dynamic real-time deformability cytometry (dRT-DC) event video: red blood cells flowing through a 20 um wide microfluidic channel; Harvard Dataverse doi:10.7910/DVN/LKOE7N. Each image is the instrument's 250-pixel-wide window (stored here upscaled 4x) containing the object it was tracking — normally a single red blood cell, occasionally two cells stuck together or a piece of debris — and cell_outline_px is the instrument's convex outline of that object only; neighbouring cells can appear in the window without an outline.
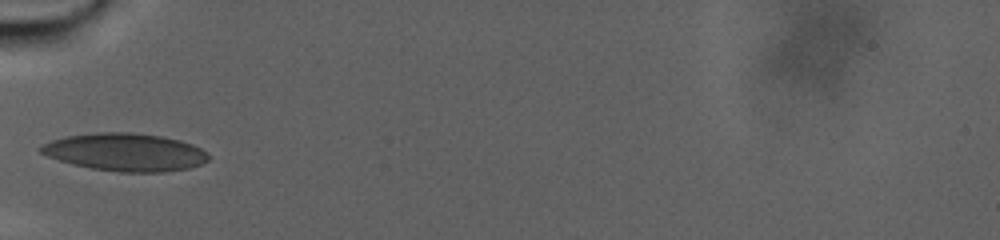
{"species": "human", "species_latin": "Homo sapiens", "temperature_condition": "warm", "stored_images_in_passage": 4, "camera_frame_rate_fps": 3000, "um_per_image_px": 0.085, "donor": {"sex": "male"}, "frame": {"image": 1, "passage_image": 1, "time_ms": 0.0, "image_size_px": [1000, 240], "cell_outline_px": [[208, 160], [200, 164], [188, 168], [164, 172], [120, 172], [92, 168], [72, 164], [48, 156], [40, 152], [40, 148], [44, 144], [52, 140], [64, 136], [96, 132], [132, 132], [160, 136], [180, 140], [192, 144], [200, 148], [208, 156]], "centroid_in_image_um": [10.64, 12.93], "position_along_channel_um": 74.4, "area_um2": 36.65}}